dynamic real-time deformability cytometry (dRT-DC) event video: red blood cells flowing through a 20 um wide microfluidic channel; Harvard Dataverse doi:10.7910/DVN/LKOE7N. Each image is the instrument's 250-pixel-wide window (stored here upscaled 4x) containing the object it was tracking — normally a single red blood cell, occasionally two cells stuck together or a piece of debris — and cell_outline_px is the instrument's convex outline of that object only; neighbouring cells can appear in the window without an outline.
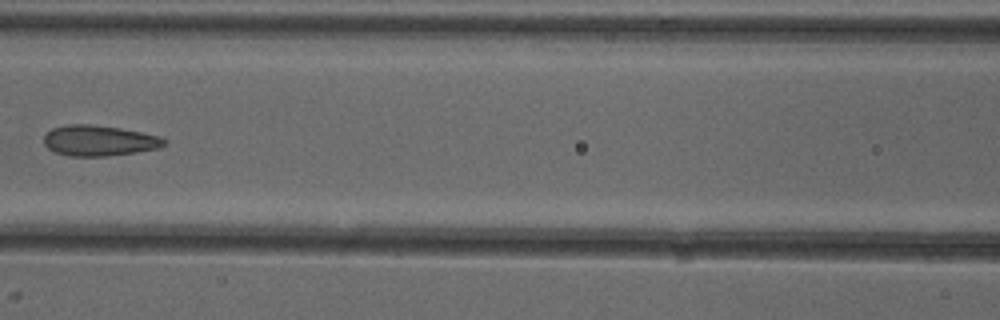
{"species": "common noctule bat (a hibernating species)", "species_latin": "Nyctalus noctula", "temperature_condition": "cold", "stored_images_in_passage": 7, "camera_frame_rate_fps": 3000, "um_per_image_px": 0.085, "animal": {"sex": "female"}, "frame": {"image": 1, "passage_image": 7, "time_ms": 7.0, "image_size_px": [1000, 320], "cell_outline_px": [[168, 140], [160, 148], [136, 152], [104, 156], [68, 156], [56, 152], [48, 148], [44, 144], [44, 136], [52, 128], [68, 124], [88, 124], [120, 128], [160, 136]], "centroid_in_image_um": [8.43, 11.95], "position_along_channel_um": 158.2, "area_um2": 21.39}}